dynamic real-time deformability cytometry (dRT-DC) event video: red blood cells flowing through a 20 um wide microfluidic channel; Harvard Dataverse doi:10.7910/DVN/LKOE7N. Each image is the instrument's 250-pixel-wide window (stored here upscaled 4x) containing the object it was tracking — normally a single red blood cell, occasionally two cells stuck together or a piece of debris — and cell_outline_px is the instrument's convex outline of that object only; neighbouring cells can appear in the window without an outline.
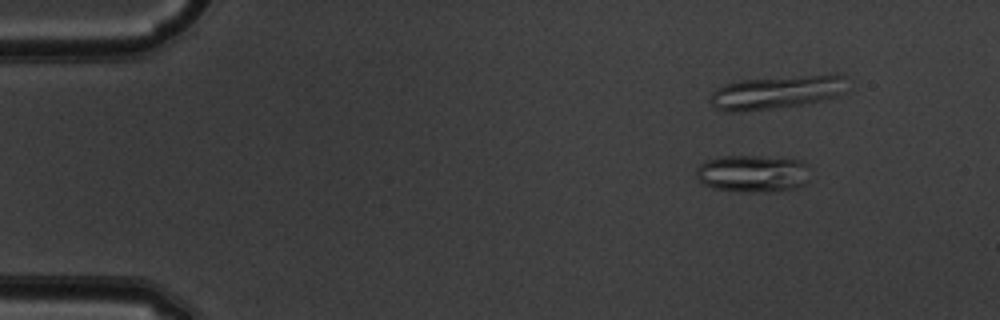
{"species": "common noctule bat (a hibernating species)", "species_latin": "Nyctalus noctula", "temperature_condition": "warm", "stored_images_in_passage": 51, "camera_frame_rate_fps": 3000, "um_per_image_px": 0.085, "animal": {"sex": "male", "body_mass_g": 19.5, "forearm_length_mm": 54.6}, "frame": {"image": 1, "passage_image": 7, "time_ms": 2.0, "image_size_px": [1000, 320], "cell_outline_px": [[808, 164], [804, 184], [796, 188], [772, 192], [740, 192], [712, 188], [704, 184], [696, 176], [696, 168], [704, 160], [724, 156], [760, 156], [800, 160]], "centroid_in_image_um": [63.94, 14.76], "position_along_channel_um": 21.1, "area_um2": 24.8}}
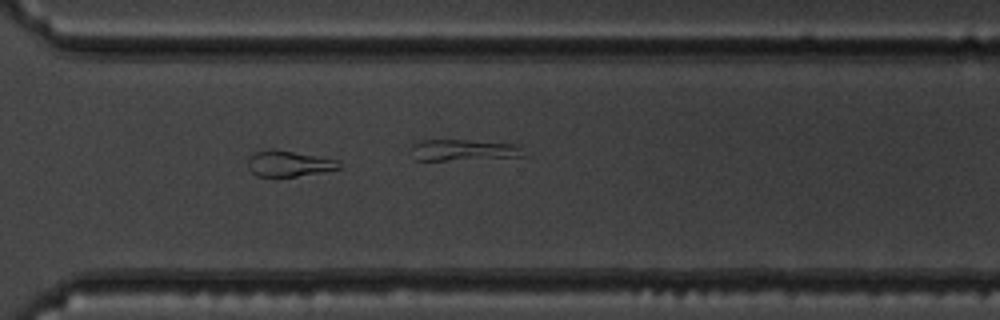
{"frame": {"image": 2, "passage_image": 38, "time_ms": 12.333, "image_size_px": [1000, 320], "cell_outline_px": [[340, 168], [320, 172], [296, 176], [256, 176], [248, 168], [248, 160], [256, 152], [268, 148], [272, 148], [340, 160]], "centroid_in_image_um": [24.54, 13.89], "position_along_channel_um": 346.1, "area_um2": 13.58}}
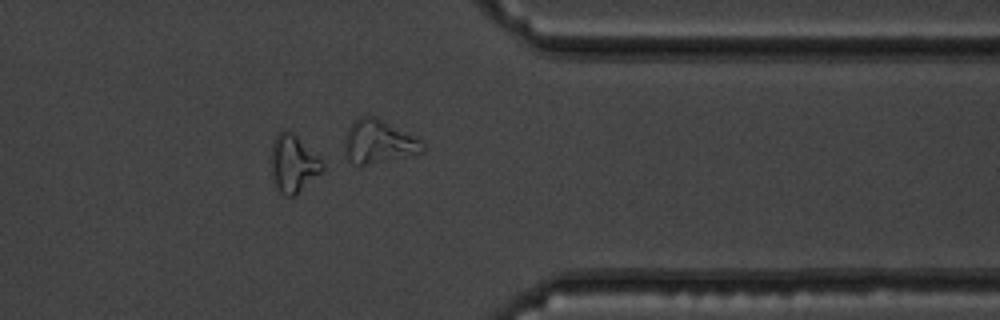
{"frame": {"image": 3, "passage_image": 42, "time_ms": 13.667, "image_size_px": [1000, 320], "cell_outline_px": [[324, 168], [320, 172], [292, 196], [288, 196], [280, 192], [276, 188], [272, 176], [272, 144], [276, 136], [284, 128], [292, 132], [324, 164]], "centroid_in_image_um": [24.88, 13.89], "position_along_channel_um": 386.5, "area_um2": 16.36}}